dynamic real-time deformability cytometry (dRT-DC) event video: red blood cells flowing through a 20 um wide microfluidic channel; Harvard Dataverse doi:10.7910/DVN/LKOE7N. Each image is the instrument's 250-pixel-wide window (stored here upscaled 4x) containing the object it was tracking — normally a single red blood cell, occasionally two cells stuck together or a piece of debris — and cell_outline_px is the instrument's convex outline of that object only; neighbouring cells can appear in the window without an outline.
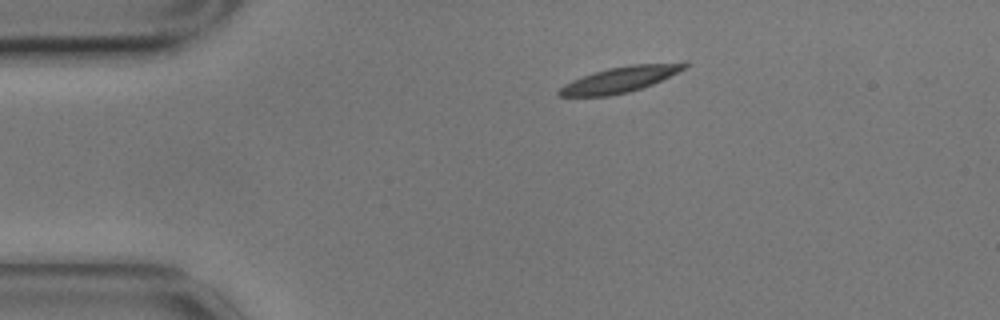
{"species": "common noctule bat (a hibernating species)", "species_latin": "Nyctalus noctula", "temperature_condition": "cold", "stored_images_in_passage": 49, "camera_frame_rate_fps": 3000, "um_per_image_px": 0.085, "animal": {"sex": "male", "body_mass_g": 17.9}, "frame": {"image": 1, "passage_image": 1, "time_ms": 0.0, "image_size_px": [1000, 320], "cell_outline_px": [[692, 64], [652, 84], [628, 92], [608, 96], [556, 96], [556, 92], [564, 84], [572, 80], [608, 68], [628, 64], [684, 60], [688, 60]], "centroid_in_image_um": [52.79, 6.71], "position_along_channel_um": 32.2, "area_um2": 19.07}}
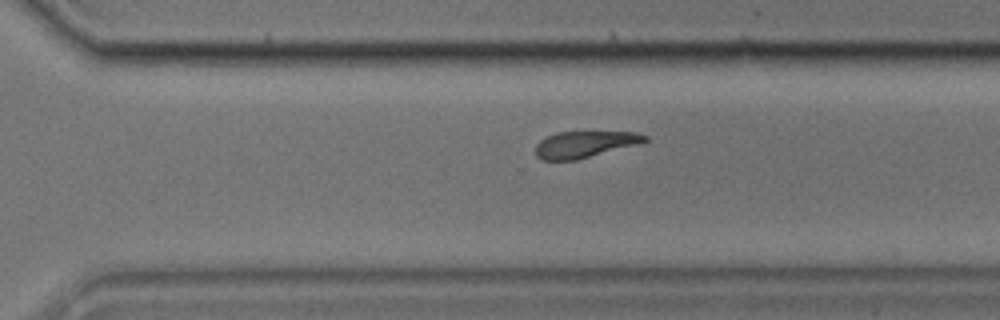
{"frame": {"image": 2, "passage_image": 31, "time_ms": 10.0, "image_size_px": [1000, 320], "cell_outline_px": [[648, 140], [636, 144], [576, 160], [540, 160], [536, 156], [536, 144], [540, 140], [556, 132], [636, 132], [648, 136]], "centroid_in_image_um": [49.65, 12.26], "position_along_channel_um": 320.9, "area_um2": 16.65}}
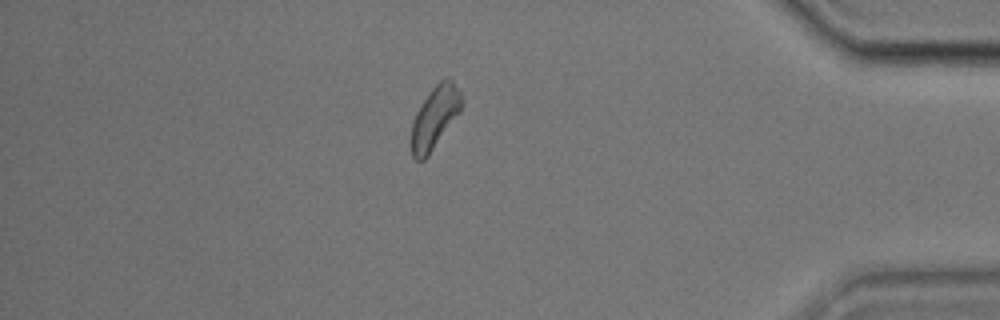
{"frame": {"image": 3, "passage_image": 41, "time_ms": 13.333, "image_size_px": [1000, 320], "cell_outline_px": [[464, 100], [460, 112], [428, 156], [424, 160], [416, 160], [412, 156], [412, 120], [416, 112], [432, 88], [444, 76], [448, 76], [452, 80], [460, 92]], "centroid_in_image_um": [36.98, 9.95], "position_along_channel_um": 398.2, "area_um2": 18.21}}